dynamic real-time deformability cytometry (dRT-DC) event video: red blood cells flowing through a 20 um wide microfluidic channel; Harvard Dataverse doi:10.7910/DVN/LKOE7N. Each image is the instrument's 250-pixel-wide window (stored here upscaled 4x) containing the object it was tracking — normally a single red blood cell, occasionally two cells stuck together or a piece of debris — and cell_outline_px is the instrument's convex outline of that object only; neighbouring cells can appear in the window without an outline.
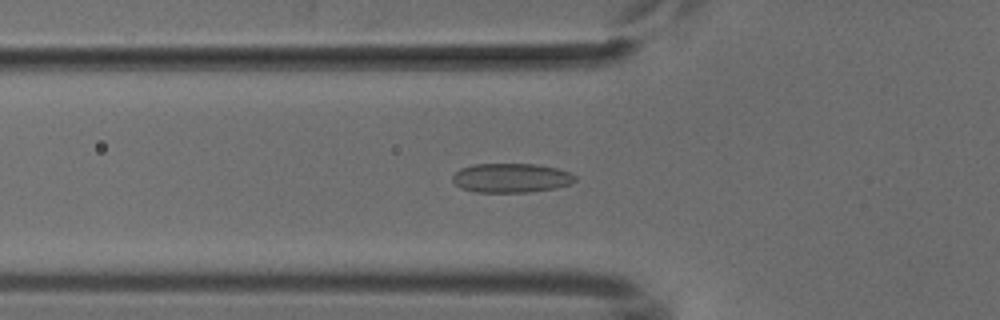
{"species": "common noctule bat (a hibernating species)", "species_latin": "Nyctalus noctula", "temperature_condition": "cold", "stored_images_in_passage": 51, "camera_frame_rate_fps": 3000, "um_per_image_px": 0.085, "animal": {"sex": "male", "body_mass_g": 18.8}, "frame": {"image": 1, "passage_image": 17, "time_ms": 5.333, "image_size_px": [1000, 320], "cell_outline_px": [[576, 180], [572, 184], [556, 188], [528, 192], [476, 192], [460, 188], [452, 180], [452, 176], [460, 168], [472, 164], [536, 164], [556, 168], [568, 172], [576, 176]], "centroid_in_image_um": [43.44, 15.12], "position_along_channel_um": 82.4, "area_um2": 20.98}}
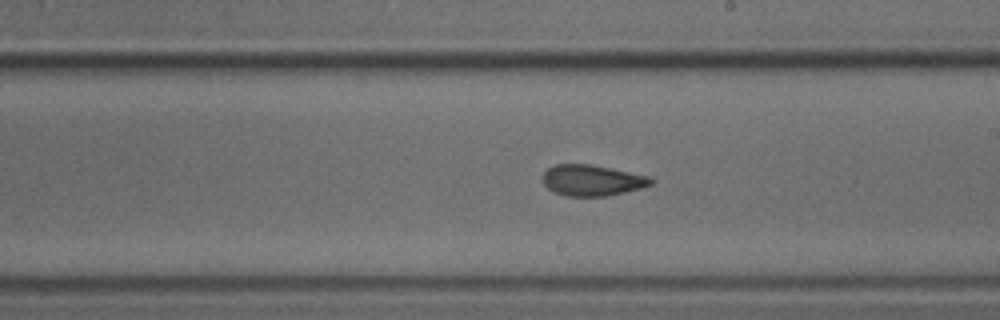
{"frame": {"image": 2, "passage_image": 29, "time_ms": 9.333, "image_size_px": [1000, 320], "cell_outline_px": [[656, 180], [652, 184], [640, 188], [608, 196], [568, 196], [556, 192], [548, 188], [544, 184], [544, 172], [548, 168], [556, 164], [592, 164], [648, 176]], "centroid_in_image_um": [50.35, 15.32], "position_along_channel_um": 238.7, "area_um2": 19.36}}
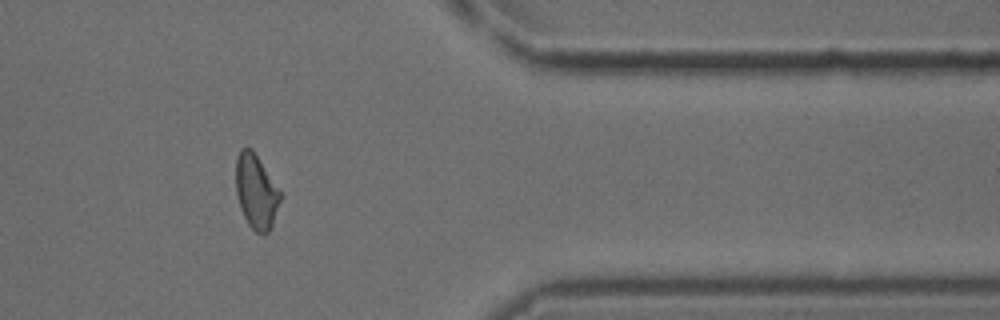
{"frame": {"image": 3, "passage_image": 42, "time_ms": 13.667, "image_size_px": [1000, 320], "cell_outline_px": [[284, 196], [272, 224], [268, 232], [264, 236], [256, 232], [248, 224], [240, 208], [236, 192], [236, 160], [240, 148], [248, 144], [252, 148]], "centroid_in_image_um": [21.79, 16.26], "position_along_channel_um": 389.6, "area_um2": 19.65}}